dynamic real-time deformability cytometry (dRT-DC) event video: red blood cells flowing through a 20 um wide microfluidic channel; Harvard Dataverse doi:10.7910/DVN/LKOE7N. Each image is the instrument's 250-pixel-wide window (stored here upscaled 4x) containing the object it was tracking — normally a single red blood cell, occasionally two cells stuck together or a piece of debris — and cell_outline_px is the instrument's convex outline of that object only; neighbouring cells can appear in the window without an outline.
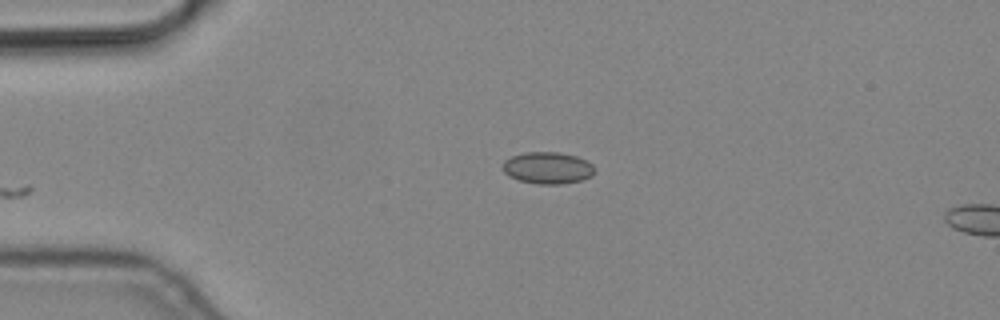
{"species": "common noctule bat (a hibernating species)", "species_latin": "Nyctalus noctula", "temperature_condition": "cold", "stored_images_in_passage": 3, "camera_frame_rate_fps": 3000, "um_per_image_px": 0.085, "animal": {"sex": "male", "body_mass_g": 19.2, "forearm_length_mm": 51.8}, "frame": {"image": 1, "passage_image": 3, "time_ms": 0.667, "image_size_px": [1000, 320], "cell_outline_px": [[596, 172], [592, 176], [580, 180], [560, 184], [536, 184], [520, 180], [508, 176], [500, 168], [500, 164], [504, 160], [512, 156], [524, 152], [560, 152], [576, 156], [592, 164], [596, 168]], "centroid_in_image_um": [46.52, 14.27], "position_along_channel_um": 38.5, "area_um2": 17.28}}